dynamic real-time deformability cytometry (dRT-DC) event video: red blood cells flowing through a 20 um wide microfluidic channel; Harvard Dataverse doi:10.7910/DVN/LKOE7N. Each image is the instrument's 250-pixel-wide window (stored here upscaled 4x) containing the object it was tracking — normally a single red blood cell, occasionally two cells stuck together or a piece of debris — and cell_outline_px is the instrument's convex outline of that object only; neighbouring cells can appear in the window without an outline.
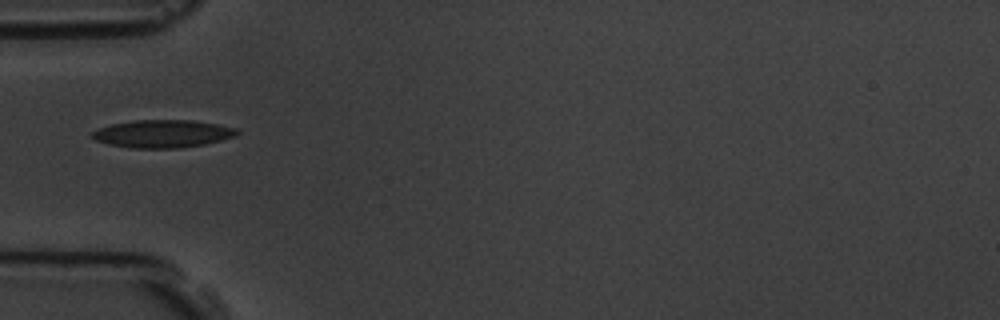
{"species": "common noctule bat (a hibernating species)", "species_latin": "Nyctalus noctula", "temperature_condition": "room temperature", "stored_images_in_passage": 8, "camera_frame_rate_fps": 3000, "um_per_image_px": 0.085, "animal": {"sex": "male", "body_mass_g": 19.5, "forearm_length_mm": 54.6}, "frame": {"image": 1, "passage_image": 5, "time_ms": 5.333, "image_size_px": [1000, 320], "cell_outline_px": [[240, 132], [236, 136], [204, 144], [180, 148], [132, 148], [108, 144], [96, 140], [92, 136], [92, 132], [96, 128], [112, 124], [132, 120], [192, 120], [216, 124], [236, 128]], "centroid_in_image_um": [13.81, 11.36], "position_along_channel_um": 71.2, "area_um2": 23.41}}
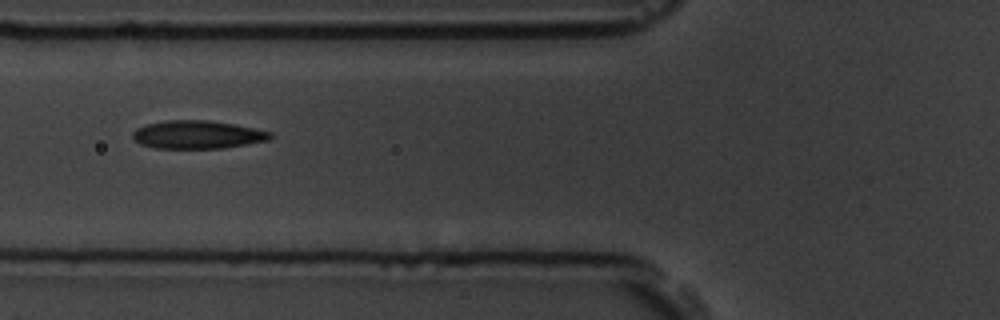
{"frame": {"image": 2, "passage_image": 6, "time_ms": 6.333, "image_size_px": [1000, 320], "cell_outline_px": [[272, 136], [268, 140], [224, 148], [156, 148], [140, 144], [132, 136], [132, 132], [136, 128], [148, 124], [168, 120], [208, 120], [236, 124], [272, 132]], "centroid_in_image_um": [16.79, 11.44], "position_along_channel_um": 109.0, "area_um2": 22.48}}
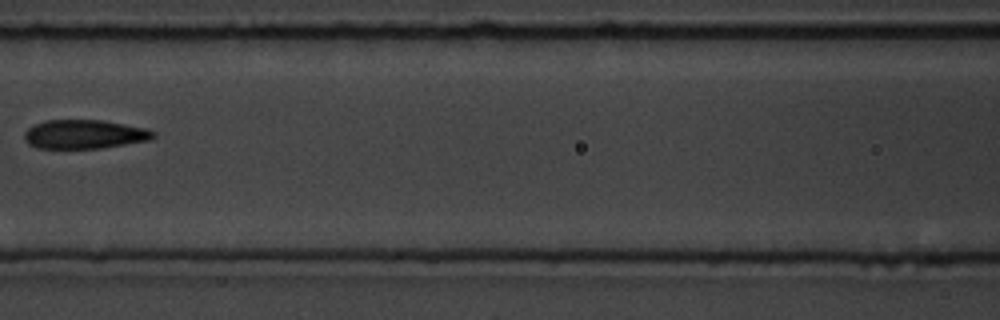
{"frame": {"image": 3, "passage_image": 7, "time_ms": 7.667, "image_size_px": [1000, 320], "cell_outline_px": [[156, 136], [148, 140], [100, 148], [36, 148], [28, 144], [24, 140], [24, 132], [32, 124], [44, 120], [104, 120], [148, 128], [156, 132]], "centroid_in_image_um": [7.15, 11.4], "position_along_channel_um": 159.4, "area_um2": 21.96}}